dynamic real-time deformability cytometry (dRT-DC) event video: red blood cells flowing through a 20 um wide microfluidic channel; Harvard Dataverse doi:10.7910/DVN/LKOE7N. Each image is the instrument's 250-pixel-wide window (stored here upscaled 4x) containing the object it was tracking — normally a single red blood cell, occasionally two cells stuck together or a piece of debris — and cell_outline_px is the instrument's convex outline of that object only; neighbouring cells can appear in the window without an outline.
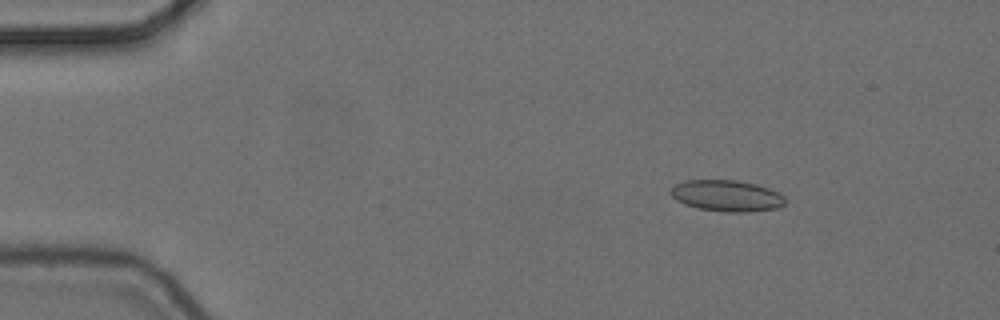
{"species": "common noctule bat (a hibernating species)", "species_latin": "Nyctalus noctula", "temperature_condition": "cold", "stored_images_in_passage": 3, "camera_frame_rate_fps": 3000, "um_per_image_px": 0.085, "animal": {"sex": "female", "body_mass_g": 24.6, "forearm_length_mm": 56.2}, "frame": {"image": 1, "passage_image": 1, "time_ms": 0.0, "image_size_px": [1000, 320], "cell_outline_px": [[784, 204], [776, 208], [748, 212], [724, 212], [696, 208], [684, 204], [676, 200], [668, 192], [676, 184], [688, 180], [736, 180], [756, 184], [768, 188], [784, 196]], "centroid_in_image_um": [61.73, 16.64], "position_along_channel_um": 23.3, "area_um2": 20.81}}